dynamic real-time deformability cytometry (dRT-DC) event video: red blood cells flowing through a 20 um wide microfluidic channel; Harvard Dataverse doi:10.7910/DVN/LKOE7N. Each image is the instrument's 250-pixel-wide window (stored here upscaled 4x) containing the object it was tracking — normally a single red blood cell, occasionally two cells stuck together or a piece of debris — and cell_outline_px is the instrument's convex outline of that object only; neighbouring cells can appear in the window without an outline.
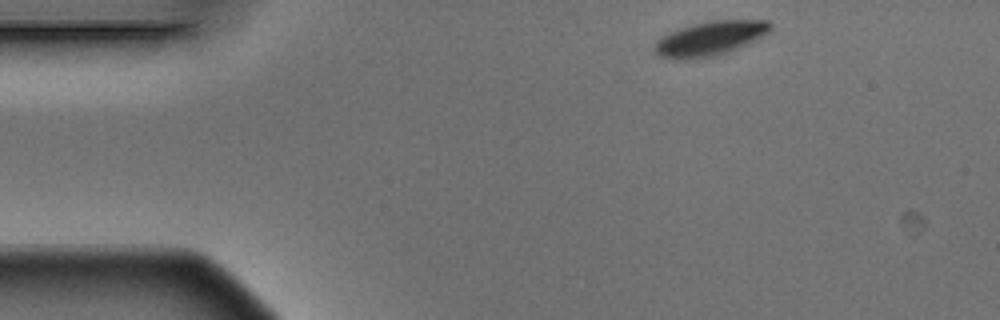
{"species": "Egyptian fruit bat (a non-hibernating species)", "species_latin": "Rousettus aegyptiacus", "temperature_condition": "warm", "stored_images_in_passage": 3, "camera_frame_rate_fps": 3000, "um_per_image_px": 0.085, "animal": {"sex": "male"}, "frame": {"image": 1, "passage_image": 1, "time_ms": 0.0, "image_size_px": [1000, 320], "cell_outline_px": [[772, 28], [764, 36], [728, 52], [712, 56], [692, 60], [676, 60], [660, 56], [652, 48], [652, 44], [660, 36], [668, 32], [680, 28], [712, 20], [768, 20], [772, 24]], "centroid_in_image_um": [60.31, 3.28], "position_along_channel_um": 24.7, "area_um2": 23.41}}